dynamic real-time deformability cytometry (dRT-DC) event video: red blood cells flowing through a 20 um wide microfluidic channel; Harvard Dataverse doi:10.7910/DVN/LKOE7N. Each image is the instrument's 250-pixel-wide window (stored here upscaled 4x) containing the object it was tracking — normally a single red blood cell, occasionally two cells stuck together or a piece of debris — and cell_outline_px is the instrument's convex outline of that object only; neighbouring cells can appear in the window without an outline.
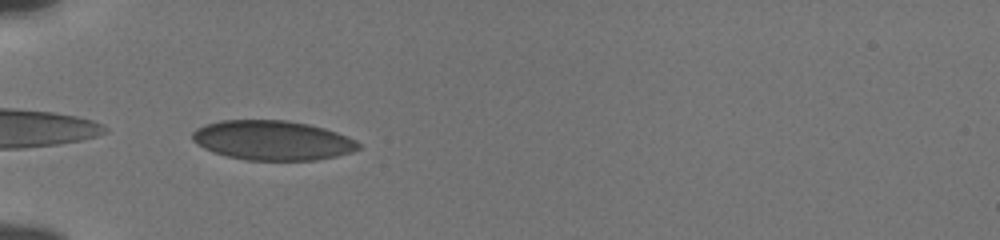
{"species": "human", "species_latin": "Homo sapiens", "temperature_condition": "cold", "stored_images_in_passage": 37, "camera_frame_rate_fps": 3000, "um_per_image_px": 0.085, "donor": {"sex": "male"}, "frame": {"image": 1, "passage_image": 1, "time_ms": 0.0, "image_size_px": [1000, 240], "cell_outline_px": [[360, 148], [352, 152], [336, 156], [316, 160], [248, 160], [228, 156], [204, 148], [196, 144], [192, 140], [192, 132], [196, 128], [204, 124], [220, 120], [288, 120], [308, 124], [324, 128], [348, 136], [356, 140], [360, 144]], "centroid_in_image_um": [23.16, 11.92], "position_along_channel_um": 61.8, "area_um2": 38.38}}
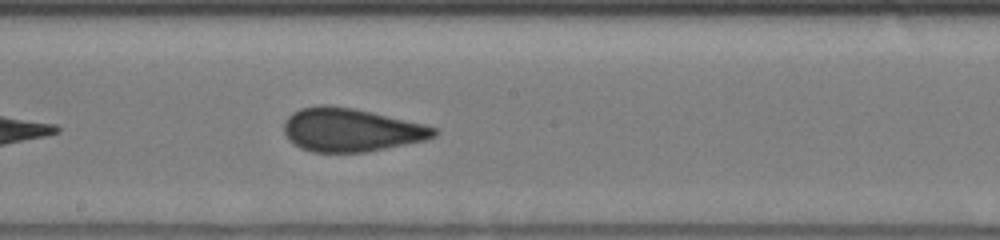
{"frame": {"image": 2, "passage_image": 14, "time_ms": 4.333, "image_size_px": [1000, 240], "cell_outline_px": [[440, 132], [436, 136], [428, 140], [364, 152], [312, 152], [300, 148], [292, 144], [288, 140], [284, 132], [284, 120], [292, 112], [300, 108], [320, 104], [328, 104], [352, 108], [372, 112], [424, 124], [436, 128]], "centroid_in_image_um": [29.81, 11.04], "position_along_channel_um": 218.4, "area_um2": 38.26}}
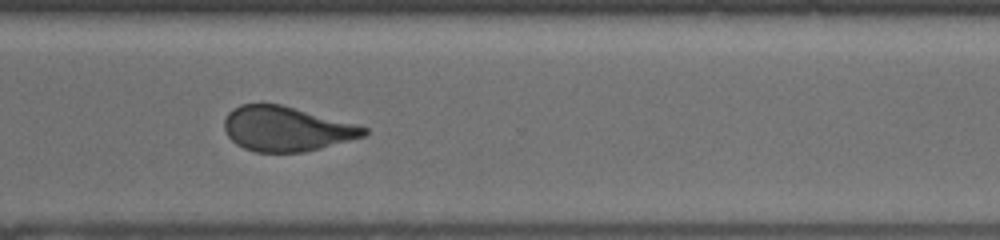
{"frame": {"image": 3, "passage_image": 24, "time_ms": 7.667, "image_size_px": [1000, 240], "cell_outline_px": [[368, 132], [364, 136], [320, 148], [304, 152], [256, 152], [244, 148], [236, 144], [228, 136], [224, 128], [224, 120], [228, 112], [232, 108], [240, 104], [280, 104], [356, 124], [368, 128]], "centroid_in_image_um": [24.31, 10.95], "position_along_channel_um": 346.3, "area_um2": 36.18}, "authors_computed_cell_mechanics": {"area_um2": 37.859, "velocity_mm_per_s": 3.8344, "shape_relaxation_time_tau1_ms": null, "shape_relaxation_time_tau2_ms": 0.9344, "deformation_change_tau1": null, "deformation_change_tau2": 0.052}}